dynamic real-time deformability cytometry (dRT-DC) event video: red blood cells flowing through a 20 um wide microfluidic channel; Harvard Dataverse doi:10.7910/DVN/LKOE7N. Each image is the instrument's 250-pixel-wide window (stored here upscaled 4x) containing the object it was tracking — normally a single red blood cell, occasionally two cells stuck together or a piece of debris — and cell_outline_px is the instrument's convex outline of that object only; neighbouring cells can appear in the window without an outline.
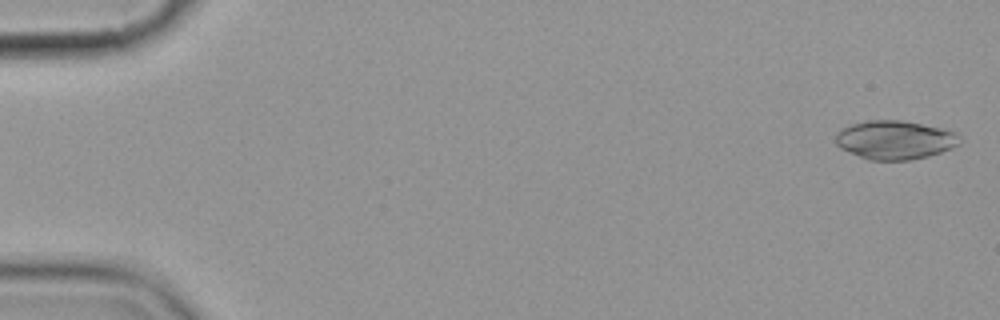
{"species": "common noctule bat (a hibernating species)", "species_latin": "Nyctalus noctula", "temperature_condition": "cold", "stored_images_in_passage": 6, "camera_frame_rate_fps": 3000, "um_per_image_px": 0.085, "animal": {"sex": "female", "body_mass_g": 19.9}, "frame": {"image": 1, "passage_image": 1, "time_ms": 0.0, "image_size_px": [1000, 320], "cell_outline_px": [[960, 132], [956, 144], [952, 148], [928, 156], [908, 160], [868, 160], [840, 148], [836, 144], [836, 132], [840, 128], [864, 120], [900, 120]], "centroid_in_image_um": [76.02, 11.89], "position_along_channel_um": 9.0, "area_um2": 27.92}}
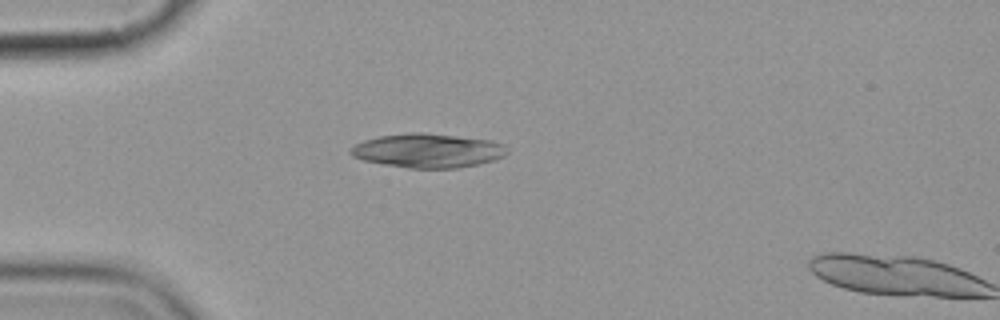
{"frame": {"image": 2, "passage_image": 5, "time_ms": 4.667, "image_size_px": [1000, 320], "cell_outline_px": [[508, 152], [504, 156], [492, 160], [476, 164], [456, 168], [408, 168], [384, 164], [364, 160], [352, 156], [348, 152], [356, 144], [364, 140], [380, 136], [408, 132], [424, 132], [492, 140], [504, 144]], "centroid_in_image_um": [36.37, 12.79], "position_along_channel_um": 48.6, "area_um2": 30.98}}